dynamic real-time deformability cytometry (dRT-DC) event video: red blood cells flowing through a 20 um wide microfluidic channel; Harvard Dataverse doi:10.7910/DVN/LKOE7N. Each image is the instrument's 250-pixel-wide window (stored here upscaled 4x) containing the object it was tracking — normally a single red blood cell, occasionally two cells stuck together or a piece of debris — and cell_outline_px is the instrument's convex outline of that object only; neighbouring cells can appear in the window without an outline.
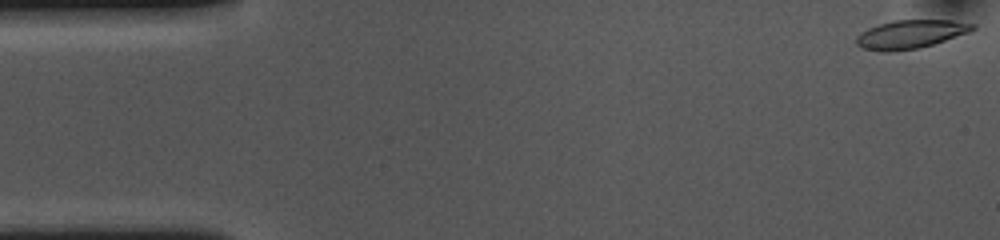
{"species": "common noctule bat (a hibernating species)", "species_latin": "Nyctalus noctula", "temperature_condition": "cold", "stored_images_in_passage": 53, "camera_frame_rate_fps": 3000, "um_per_image_px": 0.085, "animal": {"sex": "female", "body_mass_g": 10.0, "forearm_length_mm": 53.1}, "frame": {"image": 1, "passage_image": 1, "time_ms": 0.0, "image_size_px": [1000, 240], "cell_outline_px": [[976, 28], [968, 32], [920, 48], [888, 52], [884, 52], [864, 48], [856, 44], [856, 36], [860, 32], [868, 28], [892, 20], [952, 20], [976, 24]], "centroid_in_image_um": [77.37, 2.9], "position_along_channel_um": 7.6, "area_um2": 19.19}}
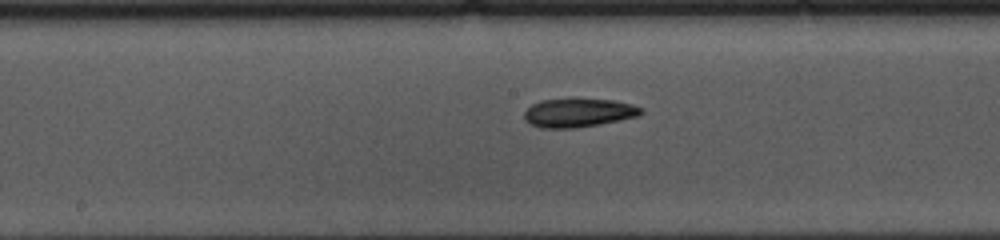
{"frame": {"image": 2, "passage_image": 26, "time_ms": 8.333, "image_size_px": [1000, 240], "cell_outline_px": [[644, 112], [636, 116], [620, 120], [600, 124], [576, 128], [540, 128], [528, 124], [524, 120], [524, 112], [532, 104], [540, 100], [568, 96], [572, 96], [612, 100], [632, 104], [644, 108]], "centroid_in_image_um": [49.13, 9.54], "position_along_channel_um": 199.1, "area_um2": 20.46}}
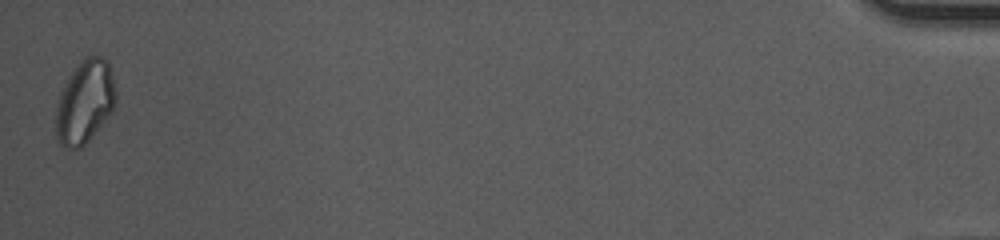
{"frame": {"image": 3, "passage_image": 53, "time_ms": 17.333, "image_size_px": [1000, 240], "cell_outline_px": [[116, 104], [112, 112], [88, 140], [80, 148], [64, 148], [60, 144], [56, 136], [56, 108], [60, 92], [68, 76], [80, 60], [84, 56], [104, 56], [108, 60], [116, 92]], "centroid_in_image_um": [7.21, 8.63], "position_along_channel_um": 428.0, "area_um2": 29.19}, "authors_computed_cell_mechanics": {"area_um2": 19.8254, "velocity_mm_per_s": 3.6549, "shape_relaxation_time_tau1_ms": 7.2642, "shape_relaxation_time_tau2_ms": 6.4469, "deformation_change_tau1": 0.1563, "deformation_change_tau2": 0.1287}}